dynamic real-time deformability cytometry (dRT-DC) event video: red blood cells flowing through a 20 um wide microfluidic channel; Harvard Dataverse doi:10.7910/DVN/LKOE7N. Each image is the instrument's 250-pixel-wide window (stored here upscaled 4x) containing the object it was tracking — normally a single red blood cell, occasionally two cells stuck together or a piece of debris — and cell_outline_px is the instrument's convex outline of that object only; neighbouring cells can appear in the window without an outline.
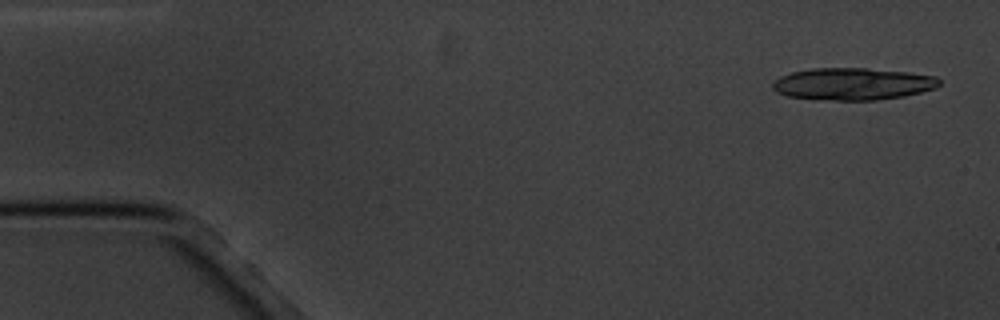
{"species": "common noctule bat (a hibernating species)", "species_latin": "Nyctalus noctula", "temperature_condition": "cold", "stored_images_in_passage": 5, "camera_frame_rate_fps": 3000, "um_per_image_px": 0.085, "animal": {"sex": "male", "body_mass_g": 20.1, "forearm_length_mm": 53.5}, "frame": {"image": 1, "passage_image": 1, "time_ms": 0.0, "image_size_px": [1000, 320], "cell_outline_px": [[940, 84], [936, 88], [904, 96], [876, 100], [836, 100], [788, 96], [776, 92], [772, 88], [772, 80], [780, 76], [792, 72], [812, 68], [868, 68], [908, 72], [936, 76], [940, 80]], "centroid_in_image_um": [72.48, 7.12], "position_along_channel_um": 12.5, "area_um2": 31.21}}